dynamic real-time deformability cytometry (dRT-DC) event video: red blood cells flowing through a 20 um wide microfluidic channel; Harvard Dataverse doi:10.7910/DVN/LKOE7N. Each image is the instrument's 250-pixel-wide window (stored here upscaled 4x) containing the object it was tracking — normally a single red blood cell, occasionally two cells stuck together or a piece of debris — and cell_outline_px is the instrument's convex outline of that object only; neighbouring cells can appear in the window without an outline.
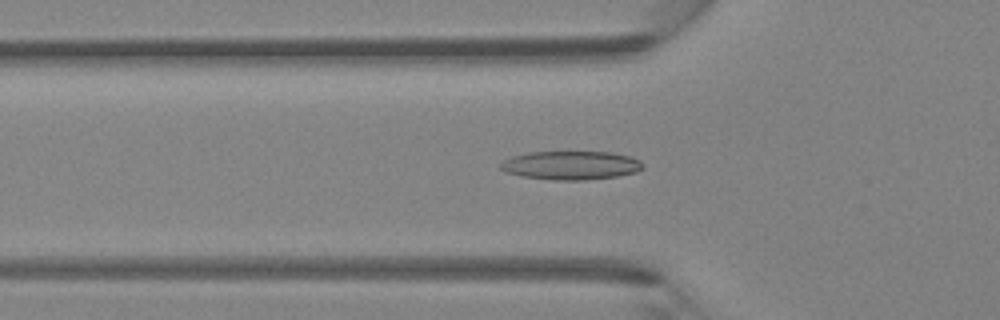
{"species": "Egyptian fruit bat (a non-hibernating species)", "species_latin": "Rousettus aegyptiacus", "temperature_condition": "room temperature", "stored_images_in_passage": 39, "camera_frame_rate_fps": 3000, "um_per_image_px": 0.085, "animal": {"sex": "female"}, "frame": {"image": 1, "passage_image": 9, "time_ms": 2.667, "image_size_px": [1000, 320], "cell_outline_px": [[644, 168], [636, 172], [616, 176], [584, 180], [552, 180], [520, 176], [504, 172], [500, 168], [500, 164], [504, 160], [512, 156], [528, 152], [612, 152], [632, 156], [640, 160], [644, 164]], "centroid_in_image_um": [48.54, 14.05], "position_along_channel_um": 77.3, "area_um2": 23.99}}
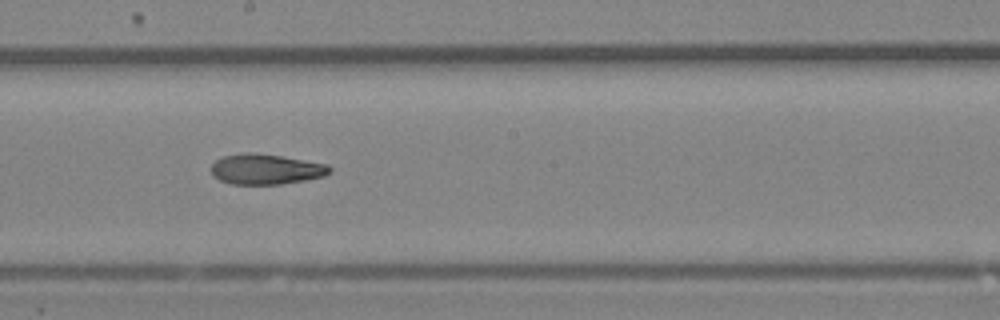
{"frame": {"image": 2, "passage_image": 19, "time_ms": 6.0, "image_size_px": [1000, 320], "cell_outline_px": [[332, 172], [324, 176], [304, 180], [280, 184], [232, 184], [220, 180], [212, 176], [212, 164], [216, 160], [224, 156], [244, 152], [256, 152], [328, 164], [332, 168]], "centroid_in_image_um": [22.61, 14.37], "position_along_channel_um": 225.6, "area_um2": 20.98}}
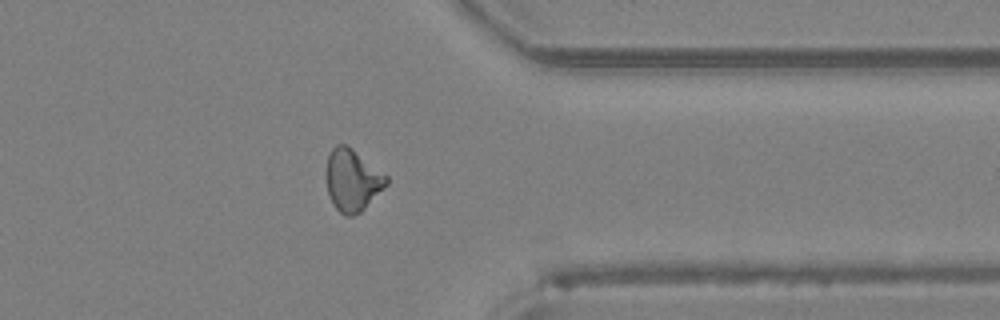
{"frame": {"image": 3, "passage_image": 30, "time_ms": 9.667, "image_size_px": [1000, 320], "cell_outline_px": [[388, 184], [360, 212], [352, 216], [344, 216], [332, 204], [328, 196], [324, 176], [324, 172], [328, 152], [336, 144], [344, 144], [352, 148], [388, 176]], "centroid_in_image_um": [29.89, 15.3], "position_along_channel_um": 381.5, "area_um2": 22.14}}